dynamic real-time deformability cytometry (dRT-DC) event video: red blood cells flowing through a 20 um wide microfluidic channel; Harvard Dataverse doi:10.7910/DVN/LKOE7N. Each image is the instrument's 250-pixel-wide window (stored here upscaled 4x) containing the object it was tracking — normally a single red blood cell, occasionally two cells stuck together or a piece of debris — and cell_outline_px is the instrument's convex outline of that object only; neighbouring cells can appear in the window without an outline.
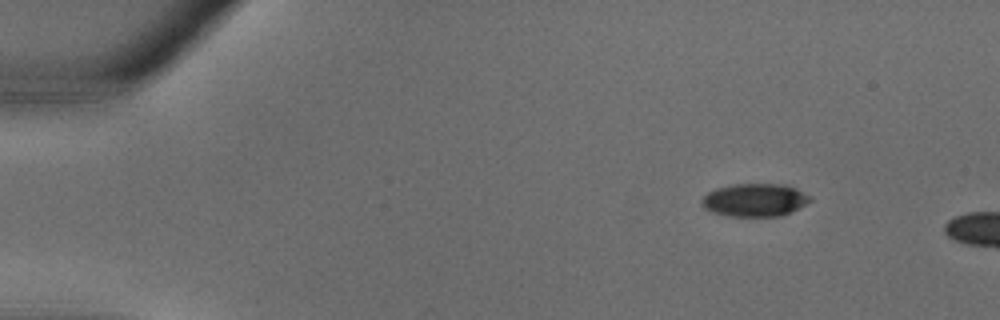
{"species": "common noctule bat (a hibernating species)", "species_latin": "Nyctalus noctula", "temperature_condition": "warm", "stored_images_in_passage": 3, "camera_frame_rate_fps": 3000, "um_per_image_px": 0.085, "animal": {"sex": "male", "body_mass_g": 18.8}, "frame": {"image": 1, "passage_image": 1, "time_ms": 0.0, "image_size_px": [1000, 320], "cell_outline_px": [[812, 200], [792, 212], [780, 216], [728, 216], [712, 212], [704, 208], [700, 200], [708, 192], [716, 188], [732, 184], [784, 184], [796, 188], [812, 196]], "centroid_in_image_um": [64.17, 17.0], "position_along_channel_um": 20.8, "area_um2": 20.98}}